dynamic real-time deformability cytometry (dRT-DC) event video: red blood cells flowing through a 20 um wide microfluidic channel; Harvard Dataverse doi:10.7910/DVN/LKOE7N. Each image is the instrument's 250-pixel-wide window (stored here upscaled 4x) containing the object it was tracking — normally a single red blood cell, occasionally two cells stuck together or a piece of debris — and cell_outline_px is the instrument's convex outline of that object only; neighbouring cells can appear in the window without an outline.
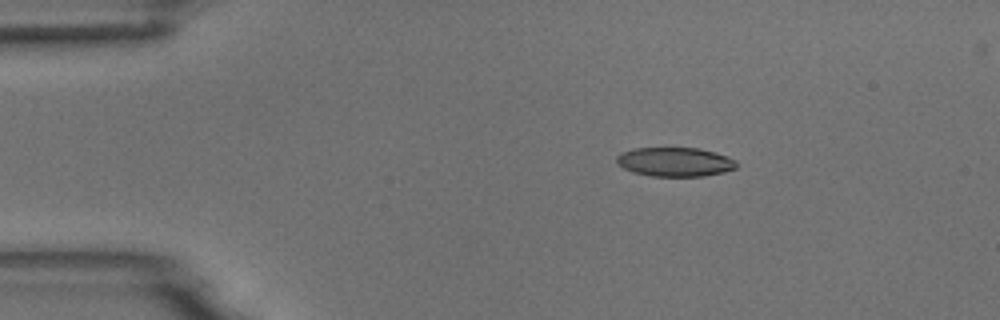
{"species": "common noctule bat (a hibernating species)", "species_latin": "Nyctalus noctula", "temperature_condition": "room temperature", "stored_images_in_passage": 3, "camera_frame_rate_fps": 3000, "um_per_image_px": 0.085, "animal": {"sex": "male", "body_mass_g": 18.8}, "frame": {"image": 1, "passage_image": 1, "time_ms": 0.0, "image_size_px": [1000, 320], "cell_outline_px": [[736, 168], [724, 172], [704, 176], [652, 176], [632, 172], [616, 164], [616, 156], [620, 152], [632, 148], [700, 148], [716, 152], [736, 160]], "centroid_in_image_um": [57.34, 13.75], "position_along_channel_um": 27.7, "area_um2": 20.52}}
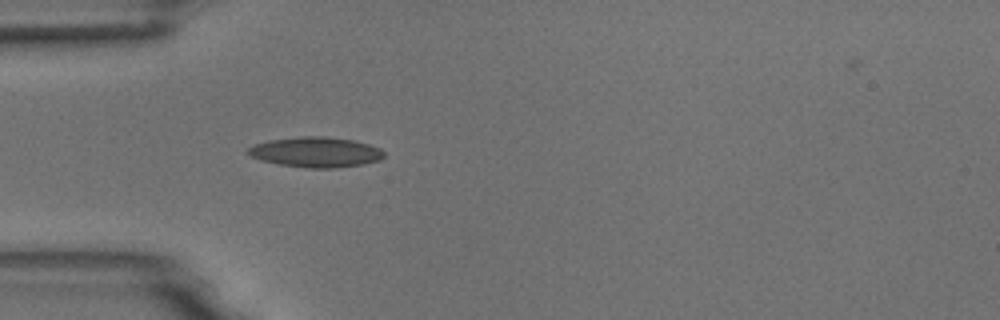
{"frame": {"image": 2, "passage_image": 3, "time_ms": 0.667, "image_size_px": [1000, 320], "cell_outline_px": [[384, 156], [380, 160], [360, 164], [332, 168], [304, 168], [280, 164], [260, 160], [244, 152], [248, 148], [256, 144], [268, 140], [300, 136], [324, 136], [352, 140], [368, 144], [380, 148], [384, 152]], "centroid_in_image_um": [26.81, 12.92], "position_along_channel_um": 58.2, "area_um2": 23.87}}